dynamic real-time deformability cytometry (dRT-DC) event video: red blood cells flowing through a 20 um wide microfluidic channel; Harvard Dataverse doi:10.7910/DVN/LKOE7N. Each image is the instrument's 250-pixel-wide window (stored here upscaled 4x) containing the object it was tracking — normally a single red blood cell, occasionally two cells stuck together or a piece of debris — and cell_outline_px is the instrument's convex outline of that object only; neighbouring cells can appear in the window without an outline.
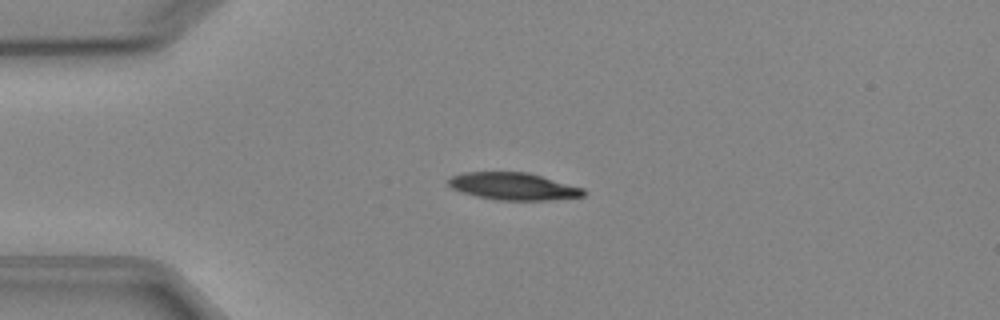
{"species": "Egyptian fruit bat (a non-hibernating species)", "species_latin": "Rousettus aegyptiacus", "temperature_condition": "cold", "stored_images_in_passage": 4, "camera_frame_rate_fps": 3000, "um_per_image_px": 0.085, "animal": {"sex": "female"}, "frame": {"image": 1, "passage_image": 3, "time_ms": 2.333, "image_size_px": [1000, 320], "cell_outline_px": [[588, 192], [584, 196], [548, 200], [496, 200], [476, 196], [460, 192], [452, 188], [448, 184], [448, 180], [452, 176], [464, 172], [528, 172], [584, 188]], "centroid_in_image_um": [43.65, 15.84], "position_along_channel_um": 41.4, "area_um2": 21.56}}